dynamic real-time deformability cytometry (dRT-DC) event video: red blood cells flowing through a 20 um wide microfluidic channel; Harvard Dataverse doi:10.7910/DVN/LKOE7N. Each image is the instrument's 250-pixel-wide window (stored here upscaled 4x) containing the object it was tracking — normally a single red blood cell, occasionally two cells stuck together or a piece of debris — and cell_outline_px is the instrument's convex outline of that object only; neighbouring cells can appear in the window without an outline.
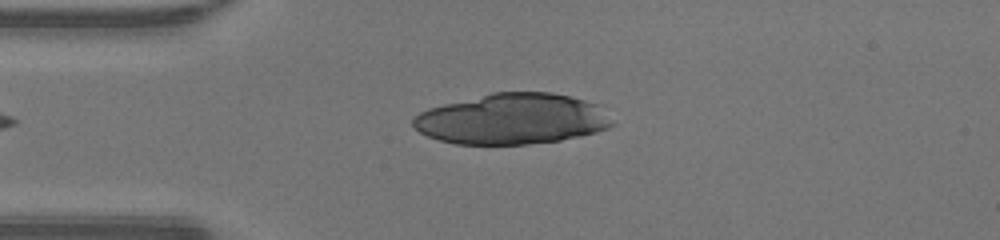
{"species": "human", "species_latin": "Homo sapiens", "temperature_condition": "warm", "stored_images_in_passage": 33, "camera_frame_rate_fps": 3000, "um_per_image_px": 0.085, "donor": {"sex": "male"}, "frame": {"image": 1, "passage_image": 1, "time_ms": 0.0, "image_size_px": [1000, 240], "cell_outline_px": [[616, 124], [608, 128], [596, 132], [580, 136], [560, 140], [528, 144], [456, 144], [440, 140], [428, 136], [420, 132], [412, 124], [412, 120], [420, 112], [428, 108], [492, 92], [552, 92], [572, 96], [596, 104]], "centroid_in_image_um": [43.54, 10.11], "position_along_channel_um": 41.5, "area_um2": 58.67}}